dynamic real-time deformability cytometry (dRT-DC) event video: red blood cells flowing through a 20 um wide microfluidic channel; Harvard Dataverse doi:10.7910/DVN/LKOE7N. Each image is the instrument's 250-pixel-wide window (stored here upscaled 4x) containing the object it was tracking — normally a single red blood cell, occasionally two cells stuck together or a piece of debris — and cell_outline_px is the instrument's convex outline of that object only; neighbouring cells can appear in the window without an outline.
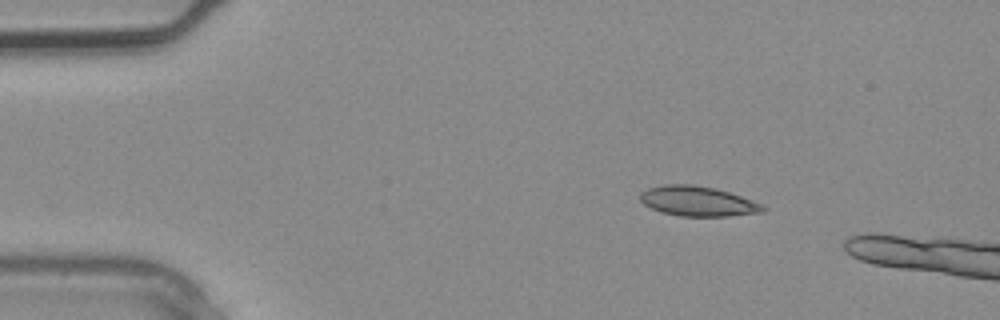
{"species": "common noctule bat (a hibernating species)", "species_latin": "Nyctalus noctula", "temperature_condition": "warm", "stored_images_in_passage": 3, "camera_frame_rate_fps": 3000, "um_per_image_px": 0.085, "animal": {"sex": "male", "body_mass_g": 20.4}, "frame": {"image": 1, "passage_image": 1, "time_ms": 0.0, "image_size_px": [1000, 320], "cell_outline_px": [[768, 208], [764, 212], [728, 216], [680, 216], [660, 212], [644, 204], [640, 200], [640, 192], [648, 188], [664, 184], [692, 184], [716, 188], [752, 200]], "centroid_in_image_um": [59.3, 17.1], "position_along_channel_um": 25.7, "area_um2": 21.44}}